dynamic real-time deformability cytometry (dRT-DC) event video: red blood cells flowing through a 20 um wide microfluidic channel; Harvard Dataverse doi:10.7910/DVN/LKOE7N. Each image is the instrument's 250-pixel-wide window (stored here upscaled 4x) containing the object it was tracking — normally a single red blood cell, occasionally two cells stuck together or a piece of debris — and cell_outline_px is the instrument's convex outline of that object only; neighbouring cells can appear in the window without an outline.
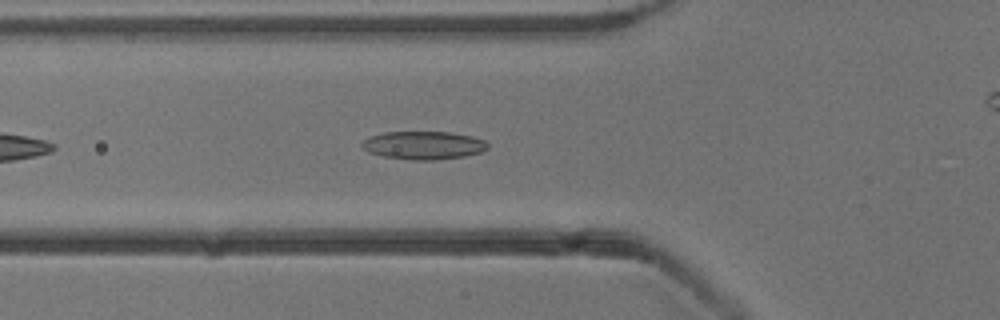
{"species": "common noctule bat (a hibernating species)", "species_latin": "Nyctalus noctula", "temperature_condition": "cold", "stored_images_in_passage": 24, "camera_frame_rate_fps": 3000, "um_per_image_px": 0.085, "animal": {"sex": "male", "body_mass_g": 13.3}, "frame": {"image": 1, "passage_image": 7, "time_ms": 2.0, "image_size_px": [1000, 320], "cell_outline_px": [[488, 148], [480, 152], [464, 156], [432, 160], [412, 160], [384, 156], [368, 152], [360, 144], [364, 140], [372, 136], [384, 132], [448, 132], [472, 136], [484, 140], [488, 144]], "centroid_in_image_um": [36.0, 12.35], "position_along_channel_um": 89.8, "area_um2": 20.4}}
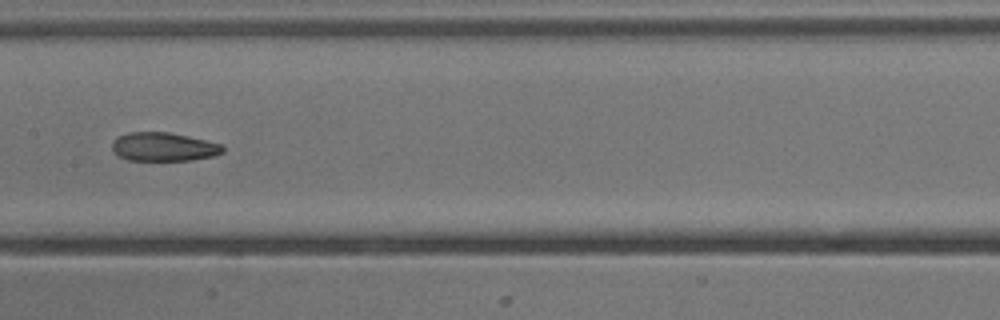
{"frame": {"image": 2, "passage_image": 15, "time_ms": 4.667, "image_size_px": [1000, 320], "cell_outline_px": [[224, 152], [216, 156], [192, 160], [128, 160], [112, 152], [112, 140], [116, 136], [128, 132], [168, 132], [188, 136], [220, 144], [224, 148]], "centroid_in_image_um": [13.88, 12.48], "position_along_channel_um": 193.5, "area_um2": 18.61}}
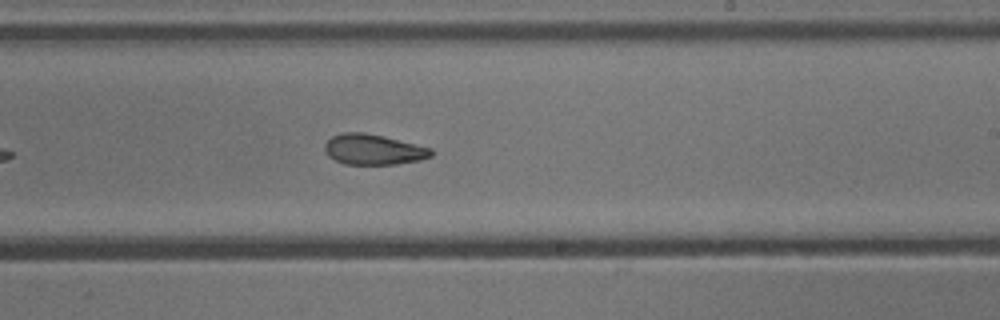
{"frame": {"image": 3, "passage_image": 20, "time_ms": 6.333, "image_size_px": [1000, 320], "cell_outline_px": [[432, 156], [420, 160], [396, 164], [344, 164], [328, 156], [324, 148], [324, 144], [332, 136], [344, 132], [364, 132], [384, 136], [432, 148]], "centroid_in_image_um": [31.73, 12.7], "position_along_channel_um": 257.3, "area_um2": 18.9}}